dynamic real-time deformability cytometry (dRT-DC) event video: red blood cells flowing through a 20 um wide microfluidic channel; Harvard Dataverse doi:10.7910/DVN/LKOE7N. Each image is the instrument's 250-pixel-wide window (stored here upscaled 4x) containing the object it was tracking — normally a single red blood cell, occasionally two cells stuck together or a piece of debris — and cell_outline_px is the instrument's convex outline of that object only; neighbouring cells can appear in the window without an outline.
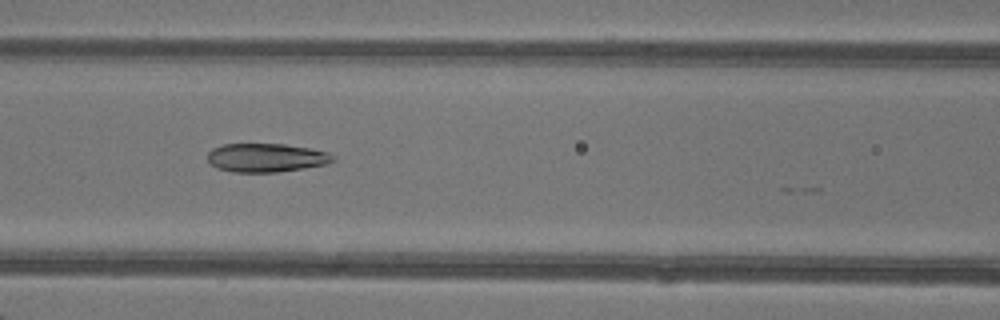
{"species": "common noctule bat (a hibernating species)", "species_latin": "Nyctalus noctula", "temperature_condition": "warm", "stored_images_in_passage": 13, "camera_frame_rate_fps": 3000, "um_per_image_px": 0.085, "animal": {"sex": "female"}, "frame": {"image": 1, "passage_image": 8, "time_ms": 2.333, "image_size_px": [1000, 320], "cell_outline_px": [[336, 160], [324, 164], [304, 168], [276, 172], [232, 172], [216, 168], [208, 160], [208, 152], [212, 148], [224, 144], [284, 144], [312, 148], [328, 152], [336, 156]], "centroid_in_image_um": [22.64, 13.4], "position_along_channel_um": 144.0, "area_um2": 21.04}}
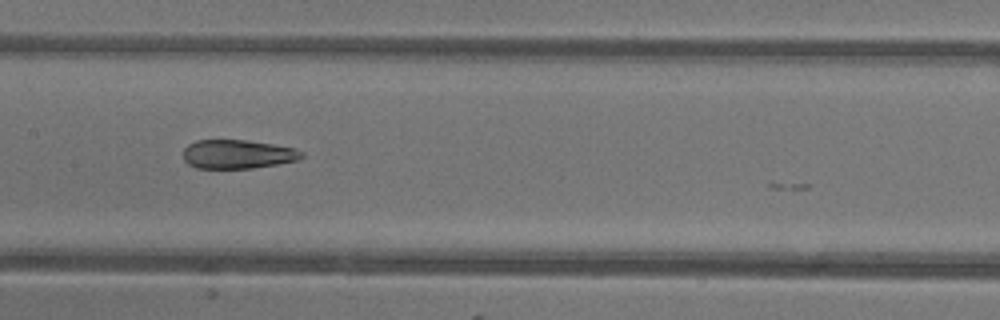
{"frame": {"image": 2, "passage_image": 11, "time_ms": 3.333, "image_size_px": [1000, 320], "cell_outline_px": [[304, 156], [296, 160], [276, 164], [252, 168], [196, 168], [188, 164], [184, 160], [184, 148], [188, 144], [196, 140], [248, 140], [272, 144], [292, 148], [304, 152]], "centroid_in_image_um": [20.17, 13.1], "position_along_channel_um": 187.2, "area_um2": 19.83}}